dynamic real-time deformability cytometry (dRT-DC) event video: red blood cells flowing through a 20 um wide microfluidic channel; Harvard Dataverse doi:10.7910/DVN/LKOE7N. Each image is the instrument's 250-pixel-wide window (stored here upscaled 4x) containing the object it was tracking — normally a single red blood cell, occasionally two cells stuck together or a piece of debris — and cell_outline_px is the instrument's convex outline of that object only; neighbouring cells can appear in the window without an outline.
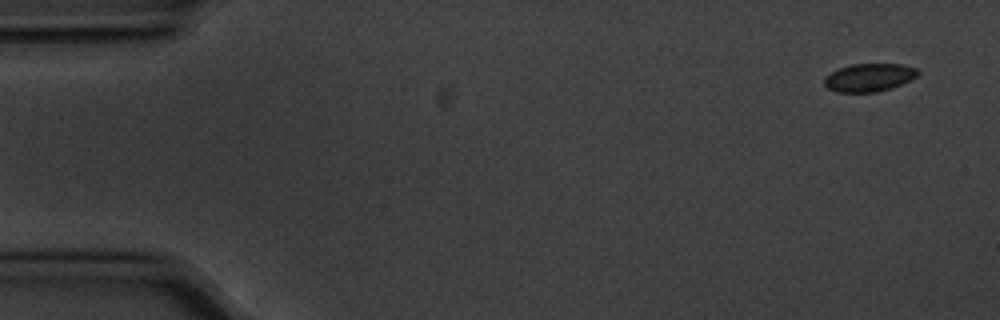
{"species": "common noctule bat (a hibernating species)", "species_latin": "Nyctalus noctula", "temperature_condition": "cold", "stored_images_in_passage": 5, "segment_of_instrument_passage": [1, 2], "camera_frame_rate_fps": 3000, "um_per_image_px": 0.085, "animal": {"sex": "male", "body_mass_g": 20.1, "forearm_length_mm": 53.5}, "frame": {"image": 1, "passage_image": 1, "time_ms": 0.0, "image_size_px": [1000, 320], "cell_outline_px": [[920, 72], [916, 76], [892, 88], [876, 92], [836, 92], [828, 88], [824, 84], [824, 76], [840, 68], [852, 64], [900, 64], [916, 68]], "centroid_in_image_um": [73.85, 6.59], "position_along_channel_um": 11.1, "area_um2": 15.14}}